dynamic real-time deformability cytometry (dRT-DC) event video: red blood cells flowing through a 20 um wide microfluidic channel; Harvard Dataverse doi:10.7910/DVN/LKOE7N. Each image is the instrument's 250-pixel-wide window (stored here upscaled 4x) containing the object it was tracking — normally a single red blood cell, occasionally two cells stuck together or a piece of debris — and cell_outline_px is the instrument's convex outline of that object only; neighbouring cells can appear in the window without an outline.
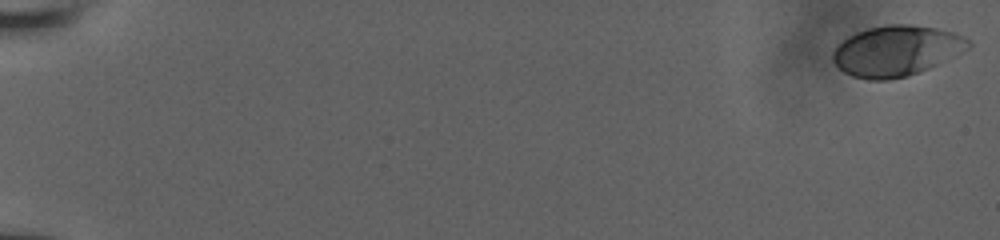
{"species": "human", "species_latin": "Homo sapiens", "temperature_condition": "room temperature", "stored_images_in_passage": 56, "camera_frame_rate_fps": 3000, "um_per_image_px": 0.085, "donor": {"sex": "male"}, "frame": {"image": 1, "passage_image": 1, "time_ms": 0.0, "image_size_px": [1000, 240], "cell_outline_px": [[972, 44], [968, 48], [928, 68], [908, 76], [888, 80], [868, 80], [852, 76], [844, 72], [832, 60], [832, 52], [848, 36], [856, 32], [868, 28], [888, 24], [912, 24], [936, 28], [956, 32], [964, 36]], "centroid_in_image_um": [76.18, 4.31], "position_along_channel_um": 8.8, "area_um2": 39.65}}
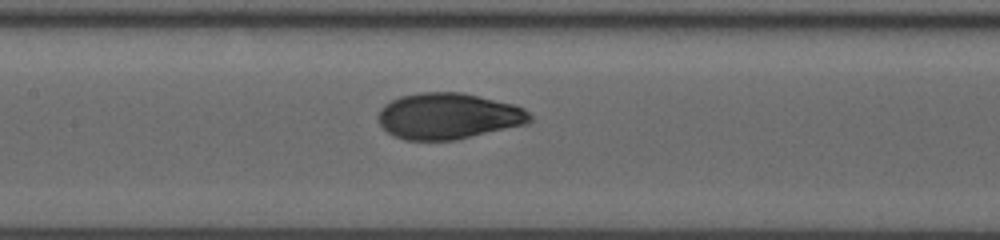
{"frame": {"image": 2, "passage_image": 30, "time_ms": 9.667, "image_size_px": [1000, 240], "cell_outline_px": [[532, 120], [528, 124], [456, 140], [404, 140], [388, 132], [380, 124], [380, 108], [384, 104], [400, 96], [420, 92], [464, 92], [512, 104], [524, 108], [532, 116]], "centroid_in_image_um": [38.14, 9.86], "position_along_channel_um": 169.3, "area_um2": 40.81}}
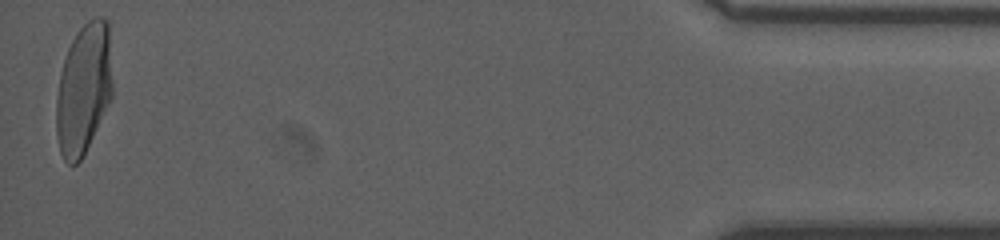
{"frame": {"image": 3, "passage_image": 56, "time_ms": 18.333, "image_size_px": [1000, 240], "cell_outline_px": [[112, 96], [80, 160], [76, 164], [68, 164], [64, 160], [60, 152], [56, 132], [56, 100], [60, 72], [68, 48], [76, 32], [88, 20], [96, 16], [104, 16], [108, 20], [112, 84]], "centroid_in_image_um": [7.1, 7.51], "position_along_channel_um": 428.1, "area_um2": 42.54}, "authors_computed_cell_mechanics": {"area_um2": 40.2866, "velocity_mm_per_s": 3.8922, "shape_relaxation_time_tau1_ms": 4.782, "shape_relaxation_time_tau2_ms": null, "deformation_change_tau1": 0.1981, "deformation_change_tau2": null}}